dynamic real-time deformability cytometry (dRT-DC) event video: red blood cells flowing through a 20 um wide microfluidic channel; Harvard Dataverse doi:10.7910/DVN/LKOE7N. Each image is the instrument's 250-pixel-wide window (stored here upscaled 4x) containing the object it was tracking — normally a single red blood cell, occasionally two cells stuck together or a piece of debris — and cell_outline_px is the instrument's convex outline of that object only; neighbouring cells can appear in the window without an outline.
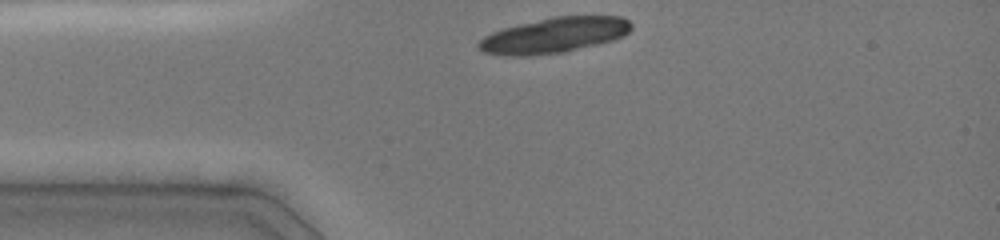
{"species": "common noctule bat (a hibernating species)", "species_latin": "Nyctalus noctula", "temperature_condition": "cold", "stored_images_in_passage": 41, "camera_frame_rate_fps": 3000, "um_per_image_px": 0.085, "animal": {"sex": "female", "body_mass_g": 19.0, "forearm_length_mm": 51.5}, "frame": {"image": 1, "passage_image": 1, "time_ms": 0.0, "image_size_px": [1000, 240], "cell_outline_px": [[632, 28], [624, 36], [612, 40], [564, 52], [528, 56], [504, 56], [484, 52], [476, 48], [476, 44], [484, 36], [500, 28], [552, 16], [620, 16], [628, 20], [632, 24]], "centroid_in_image_um": [47.06, 2.99], "position_along_channel_um": 37.9, "area_um2": 31.73}}